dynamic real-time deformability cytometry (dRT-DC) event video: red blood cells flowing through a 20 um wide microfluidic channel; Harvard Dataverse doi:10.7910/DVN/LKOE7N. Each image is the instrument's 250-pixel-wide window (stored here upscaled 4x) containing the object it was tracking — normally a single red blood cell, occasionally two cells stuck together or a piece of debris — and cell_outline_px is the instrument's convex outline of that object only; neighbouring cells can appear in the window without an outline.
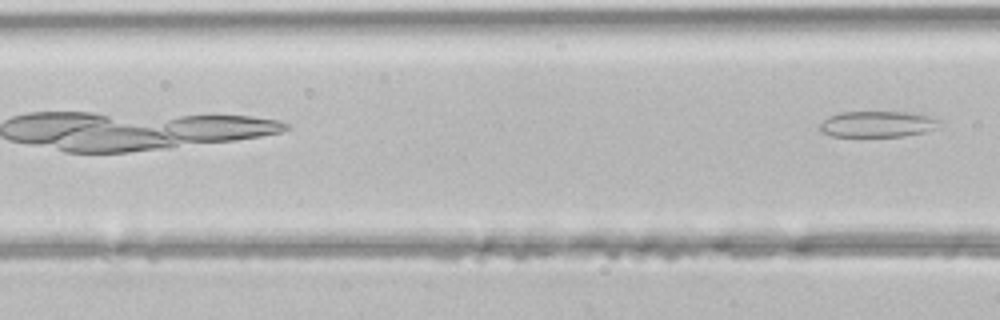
{"species": "common noctule bat (a hibernating species)", "species_latin": "Nyctalus noctula", "temperature_condition": "room temperature", "stored_images_in_passage": 11, "camera_frame_rate_fps": 3000, "um_per_image_px": 0.085, "animal": {"sex": "male", "body_mass_g": 21.5, "forearm_length_mm": 52.0}, "frame": {"image": 1, "passage_image": 11, "time_ms": 3.333, "image_size_px": [1000, 320], "cell_outline_px": [[944, 120], [932, 128], [924, 132], [904, 136], [832, 136], [820, 132], [820, 124], [828, 116], [840, 112], [908, 112], [936, 116]], "centroid_in_image_um": [74.61, 10.53], "position_along_channel_um": 92.0, "area_um2": 18.26}}